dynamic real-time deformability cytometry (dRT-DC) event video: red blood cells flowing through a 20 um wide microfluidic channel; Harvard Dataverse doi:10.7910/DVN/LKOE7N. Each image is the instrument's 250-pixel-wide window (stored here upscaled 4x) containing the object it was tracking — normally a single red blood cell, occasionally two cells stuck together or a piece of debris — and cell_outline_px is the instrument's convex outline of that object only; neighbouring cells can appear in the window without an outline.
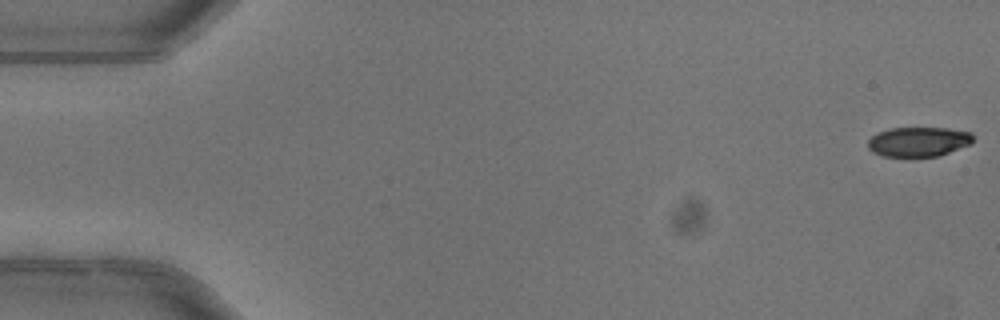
{"species": "common noctule bat (a hibernating species)", "species_latin": "Nyctalus noctula", "temperature_condition": "warm", "stored_images_in_passage": 5, "camera_frame_rate_fps": 3000, "um_per_image_px": 0.085, "animal": {"sex": "female"}, "frame": {"image": 1, "passage_image": 1, "time_ms": 0.0, "image_size_px": [1000, 320], "cell_outline_px": [[972, 144], [936, 156], [880, 156], [872, 152], [868, 148], [868, 140], [872, 136], [888, 128], [948, 128], [972, 132]], "centroid_in_image_um": [78.06, 12.04], "position_along_channel_um": 6.9, "area_um2": 18.09}}
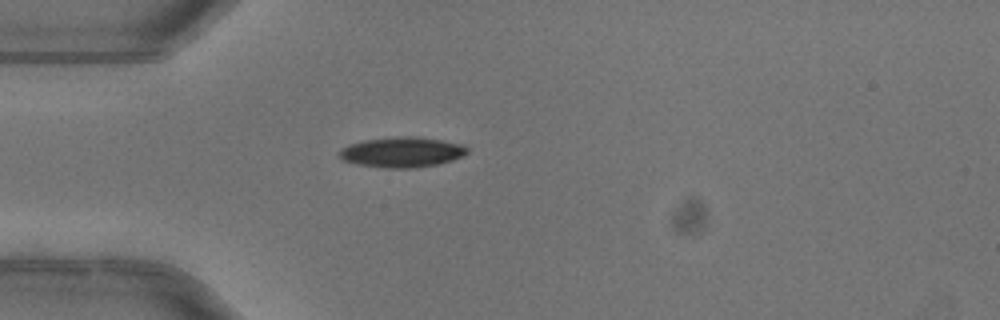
{"frame": {"image": 2, "passage_image": 5, "time_ms": 1.333, "image_size_px": [1000, 320], "cell_outline_px": [[468, 152], [464, 156], [440, 164], [416, 168], [384, 168], [360, 164], [344, 160], [336, 156], [336, 152], [340, 148], [348, 144], [364, 140], [396, 136], [412, 136], [440, 140], [464, 144], [468, 148]], "centroid_in_image_um": [34.15, 12.93], "position_along_channel_um": 50.8, "area_um2": 22.89}}